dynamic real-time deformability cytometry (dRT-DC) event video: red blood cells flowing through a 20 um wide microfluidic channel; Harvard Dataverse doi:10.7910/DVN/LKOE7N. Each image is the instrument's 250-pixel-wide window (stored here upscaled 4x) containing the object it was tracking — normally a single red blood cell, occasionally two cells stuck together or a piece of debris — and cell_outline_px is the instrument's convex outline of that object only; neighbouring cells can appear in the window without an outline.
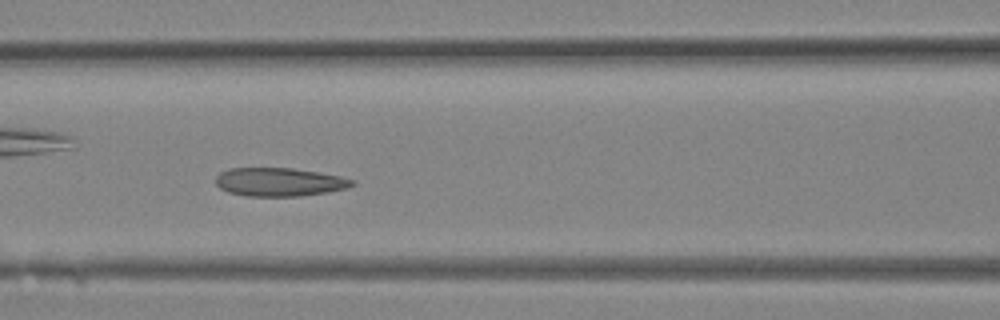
{"species": "Egyptian fruit bat (a non-hibernating species)", "species_latin": "Rousettus aegyptiacus", "temperature_condition": "room temperature", "stored_images_in_passage": 31, "camera_frame_rate_fps": 3000, "um_per_image_px": 0.085, "animal": {"sex": "female"}, "frame": {"image": 1, "passage_image": 13, "time_ms": 4.0, "image_size_px": [1000, 320], "cell_outline_px": [[356, 184], [348, 188], [328, 192], [300, 196], [244, 196], [228, 192], [220, 188], [216, 184], [216, 176], [220, 172], [228, 168], [292, 168], [320, 172], [340, 176], [356, 180]], "centroid_in_image_um": [23.77, 15.47], "position_along_channel_um": 142.8, "area_um2": 22.89}}
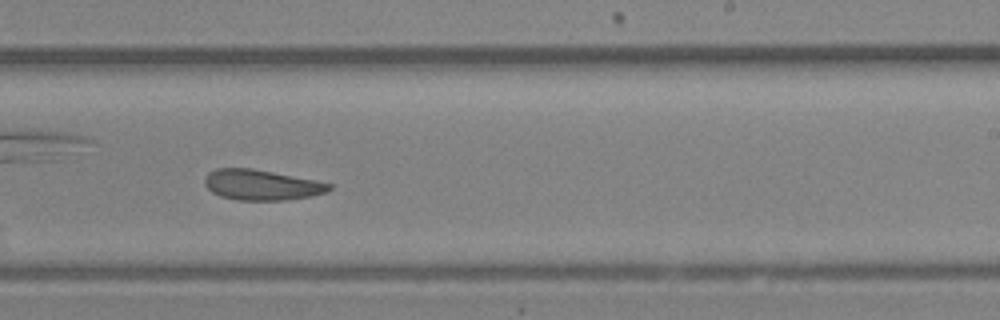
{"frame": {"image": 2, "passage_image": 19, "time_ms": 6.0, "image_size_px": [1000, 320], "cell_outline_px": [[332, 188], [328, 192], [312, 196], [288, 200], [240, 200], [220, 196], [212, 192], [204, 184], [204, 180], [208, 172], [216, 168], [252, 168], [316, 180], [332, 184]], "centroid_in_image_um": [22.25, 15.71], "position_along_channel_um": 266.8, "area_um2": 22.2}}
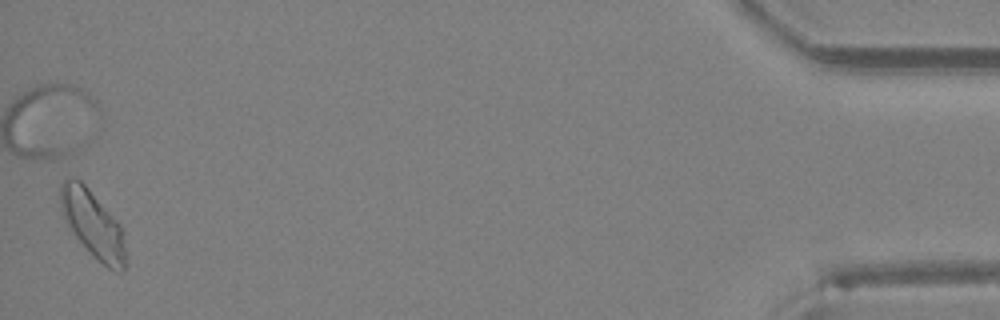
{"frame": {"image": 3, "passage_image": 31, "time_ms": 10.0, "image_size_px": [1000, 320], "cell_outline_px": [[124, 268], [120, 272], [108, 268], [96, 260], [92, 256], [76, 236], [64, 220], [60, 212], [60, 184], [68, 176], [72, 176], [80, 180], [88, 188], [124, 228]], "centroid_in_image_um": [7.86, 19.02], "position_along_channel_um": 427.3, "area_um2": 25.49}}